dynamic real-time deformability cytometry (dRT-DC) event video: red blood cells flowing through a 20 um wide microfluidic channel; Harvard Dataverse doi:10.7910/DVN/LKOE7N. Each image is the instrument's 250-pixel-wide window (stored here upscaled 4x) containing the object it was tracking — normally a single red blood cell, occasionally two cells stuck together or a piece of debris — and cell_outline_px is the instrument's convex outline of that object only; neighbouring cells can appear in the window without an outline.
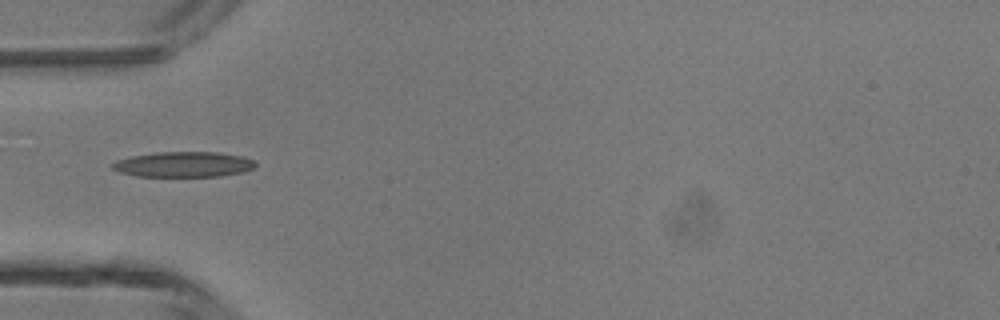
{"species": "common noctule bat (a hibernating species)", "species_latin": "Nyctalus noctula", "temperature_condition": "room temperature", "stored_images_in_passage": 26, "camera_frame_rate_fps": 3000, "um_per_image_px": 0.085, "animal": {"sex": "male", "body_mass_g": 13.3}, "frame": {"image": 1, "passage_image": 1, "time_ms": 0.0, "image_size_px": [1000, 320], "cell_outline_px": [[256, 164], [252, 168], [244, 172], [220, 176], [136, 176], [120, 172], [112, 168], [112, 164], [116, 160], [132, 156], [156, 152], [216, 152], [240, 156], [256, 160]], "centroid_in_image_um": [15.61, 13.97], "position_along_channel_um": 69.4, "area_um2": 21.04}}
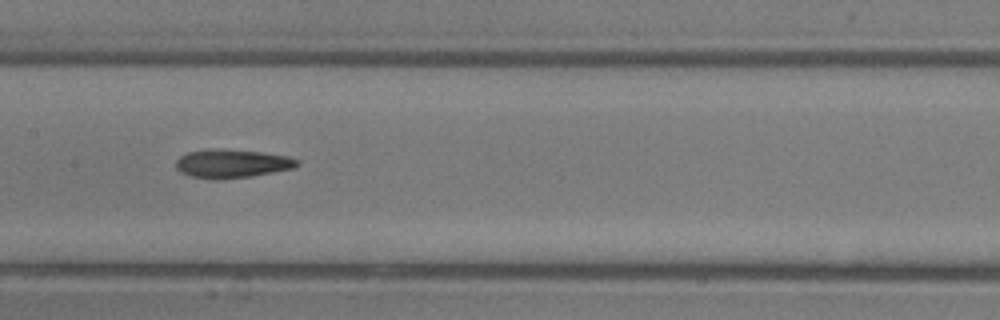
{"frame": {"image": 2, "passage_image": 9, "time_ms": 2.667, "image_size_px": [1000, 320], "cell_outline_px": [[300, 164], [292, 168], [252, 176], [216, 180], [212, 180], [192, 176], [180, 172], [176, 168], [176, 160], [180, 156], [188, 152], [208, 148], [212, 148], [260, 152], [288, 156], [300, 160]], "centroid_in_image_um": [19.69, 13.9], "position_along_channel_um": 187.7, "area_um2": 20.23}}
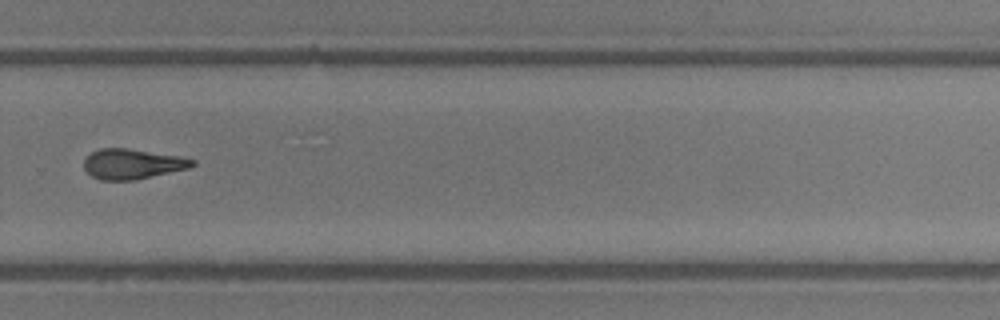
{"frame": {"image": 3, "passage_image": 18, "time_ms": 5.667, "image_size_px": [1000, 320], "cell_outline_px": [[196, 164], [188, 168], [136, 180], [100, 180], [92, 176], [84, 168], [84, 160], [92, 152], [100, 148], [128, 148], [184, 156], [196, 160]], "centroid_in_image_um": [11.29, 13.93], "position_along_channel_um": 318.5, "area_um2": 19.19}, "authors_computed_cell_mechanics": {"area_um2": 19.5075, "velocity_mm_per_s": 4.3913, "shape_relaxation_time_tau1_ms": 9.0607, "shape_relaxation_time_tau2_ms": 3.9586, "deformation_change_tau1": 0.259, "deformation_change_tau2": 0.1535}}